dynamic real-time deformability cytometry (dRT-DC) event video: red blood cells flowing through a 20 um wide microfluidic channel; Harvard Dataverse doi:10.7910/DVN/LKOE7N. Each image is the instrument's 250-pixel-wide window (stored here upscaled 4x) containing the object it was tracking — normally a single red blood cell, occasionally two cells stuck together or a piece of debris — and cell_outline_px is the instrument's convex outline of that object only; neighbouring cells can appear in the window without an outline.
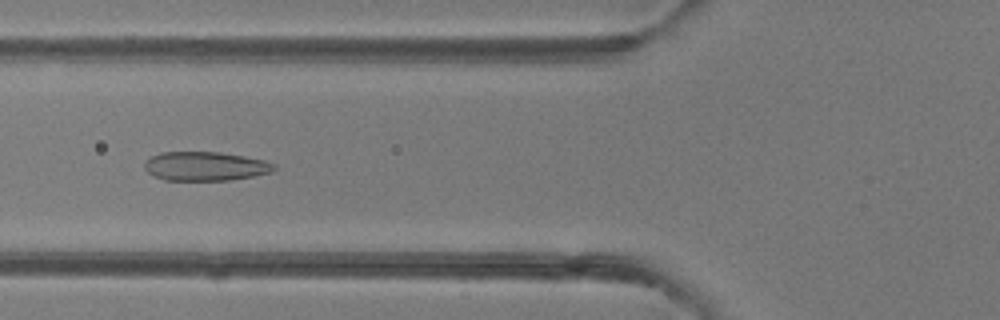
{"species": "common noctule bat (a hibernating species)", "species_latin": "Nyctalus noctula", "temperature_condition": "room temperature", "stored_images_in_passage": 27, "camera_frame_rate_fps": 3000, "um_per_image_px": 0.085, "animal": {"sex": "female"}, "frame": {"image": 1, "passage_image": 18, "time_ms": 5.667, "image_size_px": [1000, 320], "cell_outline_px": [[276, 168], [272, 172], [252, 176], [228, 180], [164, 180], [148, 172], [144, 168], [144, 164], [152, 156], [160, 152], [220, 152], [244, 156], [264, 160], [276, 164]], "centroid_in_image_um": [17.47, 14.12], "position_along_channel_um": 108.3, "area_um2": 21.79}}
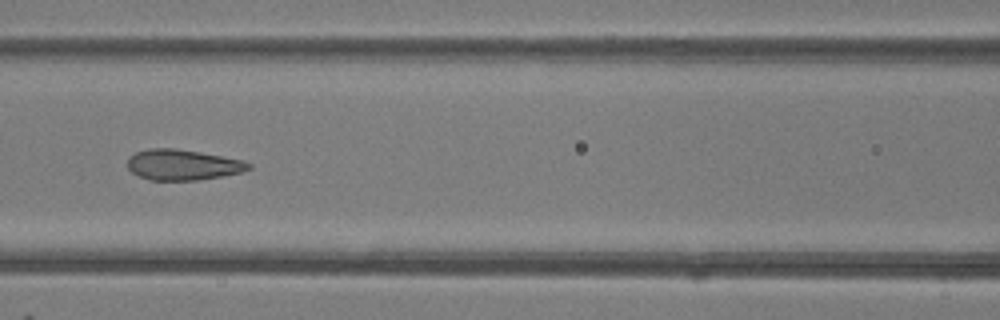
{"frame": {"image": 2, "passage_image": 21, "time_ms": 6.667, "image_size_px": [1000, 320], "cell_outline_px": [[252, 168], [240, 172], [224, 176], [200, 180], [152, 180], [140, 176], [132, 172], [128, 168], [128, 156], [136, 152], [148, 148], [176, 148], [200, 152], [244, 160], [252, 164]], "centroid_in_image_um": [15.55, 14.0], "position_along_channel_um": 151.0, "area_um2": 21.73}}
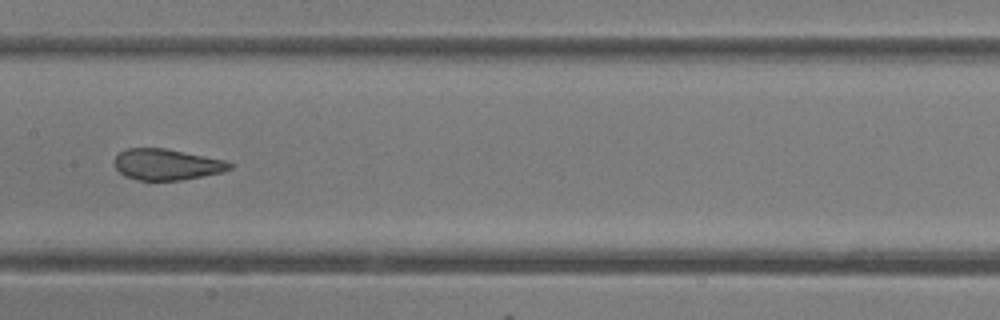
{"frame": {"image": 3, "passage_image": 24, "time_ms": 7.667, "image_size_px": [1000, 320], "cell_outline_px": [[232, 168], [220, 172], [180, 180], [140, 180], [124, 176], [112, 164], [112, 160], [124, 148], [164, 148], [224, 160], [232, 164]], "centroid_in_image_um": [14.09, 13.97], "position_along_channel_um": 193.3, "area_um2": 20.69}}